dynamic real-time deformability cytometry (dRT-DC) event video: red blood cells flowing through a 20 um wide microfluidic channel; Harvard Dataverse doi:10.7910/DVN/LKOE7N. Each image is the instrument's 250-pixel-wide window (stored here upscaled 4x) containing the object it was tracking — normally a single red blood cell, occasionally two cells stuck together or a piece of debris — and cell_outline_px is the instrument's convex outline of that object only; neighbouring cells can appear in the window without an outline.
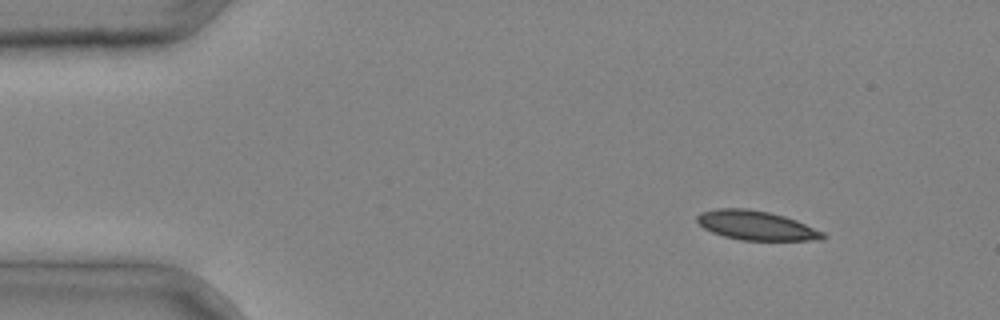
{"species": "common noctule bat (a hibernating species)", "species_latin": "Nyctalus noctula", "temperature_condition": "cold", "stored_images_in_passage": 4, "camera_frame_rate_fps": 3000, "um_per_image_px": 0.085, "animal": {"sex": "male", "body_mass_g": 20.4}, "frame": {"image": 1, "passage_image": 2, "time_ms": 0.333, "image_size_px": [1000, 320], "cell_outline_px": [[828, 236], [824, 240], [740, 240], [724, 236], [712, 232], [704, 228], [696, 220], [696, 216], [700, 212], [716, 208], [748, 208], [768, 212], [784, 216], [796, 220], [824, 232]], "centroid_in_image_um": [64.28, 19.16], "position_along_channel_um": 20.7, "area_um2": 21.56}}